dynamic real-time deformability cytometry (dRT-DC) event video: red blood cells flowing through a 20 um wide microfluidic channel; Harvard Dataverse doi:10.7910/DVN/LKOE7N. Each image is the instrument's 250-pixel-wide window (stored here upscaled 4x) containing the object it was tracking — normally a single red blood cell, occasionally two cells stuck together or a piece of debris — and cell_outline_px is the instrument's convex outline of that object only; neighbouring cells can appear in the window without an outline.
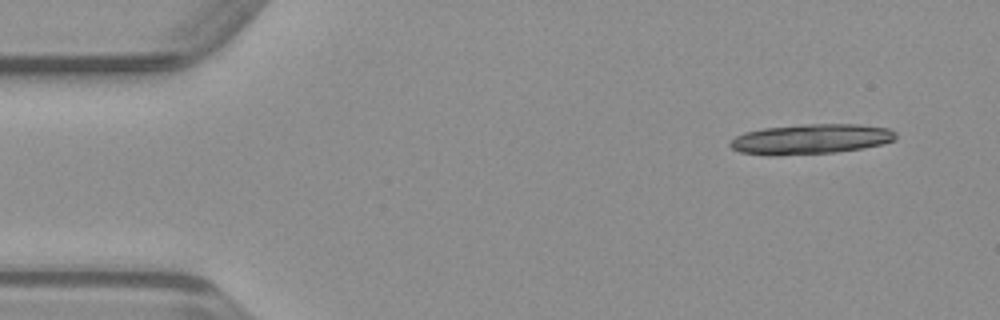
{"species": "common noctule bat (a hibernating species)", "species_latin": "Nyctalus noctula", "temperature_condition": "warm", "stored_images_in_passage": 13, "camera_frame_rate_fps": 3000, "um_per_image_px": 0.085, "animal": {"sex": "male", "body_mass_g": 23.1, "forearm_length_mm": 52.7}, "frame": {"image": 1, "passage_image": 1, "time_ms": 0.0, "image_size_px": [1000, 320], "cell_outline_px": [[896, 140], [864, 148], [836, 152], [776, 156], [764, 156], [740, 152], [732, 148], [728, 144], [736, 136], [744, 132], [764, 128], [804, 124], [860, 124], [888, 128], [896, 132]], "centroid_in_image_um": [68.9, 11.83], "position_along_channel_um": 16.1, "area_um2": 29.3}}